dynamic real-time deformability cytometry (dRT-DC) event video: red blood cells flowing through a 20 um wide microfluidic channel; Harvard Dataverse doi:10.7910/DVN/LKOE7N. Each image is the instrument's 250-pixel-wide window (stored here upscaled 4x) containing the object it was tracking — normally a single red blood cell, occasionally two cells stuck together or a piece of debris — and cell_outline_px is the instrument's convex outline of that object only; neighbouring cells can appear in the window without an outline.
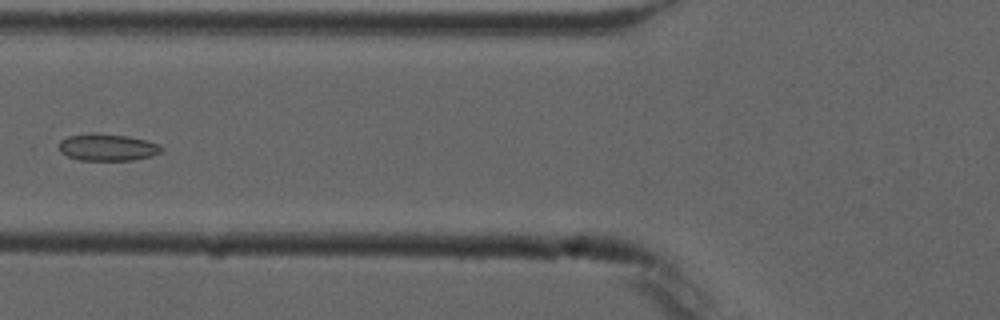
{"species": "common noctule bat (a hibernating species)", "species_latin": "Nyctalus noctula", "temperature_condition": "cold", "stored_images_in_passage": 7, "camera_frame_rate_fps": 3000, "um_per_image_px": 0.085, "animal": {"sex": "male", "forearm_length_mm": 52.5}, "frame": {"image": 1, "passage_image": 7, "time_ms": 7.0, "image_size_px": [1000, 320], "cell_outline_px": [[164, 152], [152, 156], [132, 160], [80, 160], [68, 156], [60, 152], [60, 140], [68, 136], [92, 132], [96, 132], [128, 136], [160, 144], [164, 148]], "centroid_in_image_um": [9.17, 12.51], "position_along_channel_um": 116.6, "area_um2": 16.3}}